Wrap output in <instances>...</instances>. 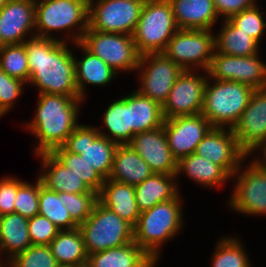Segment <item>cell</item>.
Instances as JSON below:
<instances>
[{
	"label": "cell",
	"mask_w": 266,
	"mask_h": 267,
	"mask_svg": "<svg viewBox=\"0 0 266 267\" xmlns=\"http://www.w3.org/2000/svg\"><path fill=\"white\" fill-rule=\"evenodd\" d=\"M75 48L79 47L82 51V59H77L74 55L75 63V80L76 86L79 91L80 97L86 99V84L106 86L110 84L115 76L119 75L111 67H109L102 59L98 56L93 55L88 51L80 42L74 43Z\"/></svg>",
	"instance_id": "24"
},
{
	"label": "cell",
	"mask_w": 266,
	"mask_h": 267,
	"mask_svg": "<svg viewBox=\"0 0 266 267\" xmlns=\"http://www.w3.org/2000/svg\"><path fill=\"white\" fill-rule=\"evenodd\" d=\"M134 188L140 212L151 209L157 203L174 199L180 193L176 174L153 173Z\"/></svg>",
	"instance_id": "27"
},
{
	"label": "cell",
	"mask_w": 266,
	"mask_h": 267,
	"mask_svg": "<svg viewBox=\"0 0 266 267\" xmlns=\"http://www.w3.org/2000/svg\"><path fill=\"white\" fill-rule=\"evenodd\" d=\"M259 53L253 56L225 55L215 50L207 70L208 77L219 81L246 84L254 90L266 87V63Z\"/></svg>",
	"instance_id": "14"
},
{
	"label": "cell",
	"mask_w": 266,
	"mask_h": 267,
	"mask_svg": "<svg viewBox=\"0 0 266 267\" xmlns=\"http://www.w3.org/2000/svg\"><path fill=\"white\" fill-rule=\"evenodd\" d=\"M98 201L97 193H64L65 207L71 218L80 225L90 215L95 203Z\"/></svg>",
	"instance_id": "41"
},
{
	"label": "cell",
	"mask_w": 266,
	"mask_h": 267,
	"mask_svg": "<svg viewBox=\"0 0 266 267\" xmlns=\"http://www.w3.org/2000/svg\"><path fill=\"white\" fill-rule=\"evenodd\" d=\"M15 213L31 219L39 214V178L35 183L24 182L17 190Z\"/></svg>",
	"instance_id": "40"
},
{
	"label": "cell",
	"mask_w": 266,
	"mask_h": 267,
	"mask_svg": "<svg viewBox=\"0 0 266 267\" xmlns=\"http://www.w3.org/2000/svg\"><path fill=\"white\" fill-rule=\"evenodd\" d=\"M198 72L184 70L178 76L162 105L164 119L201 114L208 73L203 70L204 75H200Z\"/></svg>",
	"instance_id": "15"
},
{
	"label": "cell",
	"mask_w": 266,
	"mask_h": 267,
	"mask_svg": "<svg viewBox=\"0 0 266 267\" xmlns=\"http://www.w3.org/2000/svg\"><path fill=\"white\" fill-rule=\"evenodd\" d=\"M57 267L49 245H31L25 251L14 255L4 267Z\"/></svg>",
	"instance_id": "38"
},
{
	"label": "cell",
	"mask_w": 266,
	"mask_h": 267,
	"mask_svg": "<svg viewBox=\"0 0 266 267\" xmlns=\"http://www.w3.org/2000/svg\"><path fill=\"white\" fill-rule=\"evenodd\" d=\"M215 50L212 30L178 29L163 53L183 70L207 71Z\"/></svg>",
	"instance_id": "8"
},
{
	"label": "cell",
	"mask_w": 266,
	"mask_h": 267,
	"mask_svg": "<svg viewBox=\"0 0 266 267\" xmlns=\"http://www.w3.org/2000/svg\"><path fill=\"white\" fill-rule=\"evenodd\" d=\"M24 86L26 83L10 77L0 68V109L4 114L14 108L16 100L24 91Z\"/></svg>",
	"instance_id": "42"
},
{
	"label": "cell",
	"mask_w": 266,
	"mask_h": 267,
	"mask_svg": "<svg viewBox=\"0 0 266 267\" xmlns=\"http://www.w3.org/2000/svg\"><path fill=\"white\" fill-rule=\"evenodd\" d=\"M5 114L2 112V110L0 109V118L3 117Z\"/></svg>",
	"instance_id": "49"
},
{
	"label": "cell",
	"mask_w": 266,
	"mask_h": 267,
	"mask_svg": "<svg viewBox=\"0 0 266 267\" xmlns=\"http://www.w3.org/2000/svg\"><path fill=\"white\" fill-rule=\"evenodd\" d=\"M24 182L10 175L0 178V216L15 212L17 190Z\"/></svg>",
	"instance_id": "44"
},
{
	"label": "cell",
	"mask_w": 266,
	"mask_h": 267,
	"mask_svg": "<svg viewBox=\"0 0 266 267\" xmlns=\"http://www.w3.org/2000/svg\"><path fill=\"white\" fill-rule=\"evenodd\" d=\"M128 145L157 174H176L177 160L172 156L164 127L135 134Z\"/></svg>",
	"instance_id": "20"
},
{
	"label": "cell",
	"mask_w": 266,
	"mask_h": 267,
	"mask_svg": "<svg viewBox=\"0 0 266 267\" xmlns=\"http://www.w3.org/2000/svg\"><path fill=\"white\" fill-rule=\"evenodd\" d=\"M218 17L224 20L257 4V0H213Z\"/></svg>",
	"instance_id": "45"
},
{
	"label": "cell",
	"mask_w": 266,
	"mask_h": 267,
	"mask_svg": "<svg viewBox=\"0 0 266 267\" xmlns=\"http://www.w3.org/2000/svg\"><path fill=\"white\" fill-rule=\"evenodd\" d=\"M163 127L172 156L178 161L193 154L213 126L202 114H197L164 119Z\"/></svg>",
	"instance_id": "17"
},
{
	"label": "cell",
	"mask_w": 266,
	"mask_h": 267,
	"mask_svg": "<svg viewBox=\"0 0 266 267\" xmlns=\"http://www.w3.org/2000/svg\"><path fill=\"white\" fill-rule=\"evenodd\" d=\"M93 267H156L157 263L134 241L88 255Z\"/></svg>",
	"instance_id": "30"
},
{
	"label": "cell",
	"mask_w": 266,
	"mask_h": 267,
	"mask_svg": "<svg viewBox=\"0 0 266 267\" xmlns=\"http://www.w3.org/2000/svg\"><path fill=\"white\" fill-rule=\"evenodd\" d=\"M50 153L92 191L97 194L100 192L105 179L80 154L68 152L62 146L54 148Z\"/></svg>",
	"instance_id": "35"
},
{
	"label": "cell",
	"mask_w": 266,
	"mask_h": 267,
	"mask_svg": "<svg viewBox=\"0 0 266 267\" xmlns=\"http://www.w3.org/2000/svg\"><path fill=\"white\" fill-rule=\"evenodd\" d=\"M29 219L18 213L0 216V261L5 264L14 255L25 251L32 245L28 233Z\"/></svg>",
	"instance_id": "29"
},
{
	"label": "cell",
	"mask_w": 266,
	"mask_h": 267,
	"mask_svg": "<svg viewBox=\"0 0 266 267\" xmlns=\"http://www.w3.org/2000/svg\"><path fill=\"white\" fill-rule=\"evenodd\" d=\"M145 0H89L88 29L132 35Z\"/></svg>",
	"instance_id": "11"
},
{
	"label": "cell",
	"mask_w": 266,
	"mask_h": 267,
	"mask_svg": "<svg viewBox=\"0 0 266 267\" xmlns=\"http://www.w3.org/2000/svg\"><path fill=\"white\" fill-rule=\"evenodd\" d=\"M258 4L231 16L228 20L244 33L250 35L259 45L265 33L266 22L264 13L259 10ZM264 15V16H263Z\"/></svg>",
	"instance_id": "39"
},
{
	"label": "cell",
	"mask_w": 266,
	"mask_h": 267,
	"mask_svg": "<svg viewBox=\"0 0 266 267\" xmlns=\"http://www.w3.org/2000/svg\"><path fill=\"white\" fill-rule=\"evenodd\" d=\"M30 78L27 85L38 94H61L81 98L75 80V63L68 42L34 36L24 42Z\"/></svg>",
	"instance_id": "1"
},
{
	"label": "cell",
	"mask_w": 266,
	"mask_h": 267,
	"mask_svg": "<svg viewBox=\"0 0 266 267\" xmlns=\"http://www.w3.org/2000/svg\"><path fill=\"white\" fill-rule=\"evenodd\" d=\"M247 158L232 176L235 185L228 206L235 212L249 216L266 215V170L253 159L246 164Z\"/></svg>",
	"instance_id": "9"
},
{
	"label": "cell",
	"mask_w": 266,
	"mask_h": 267,
	"mask_svg": "<svg viewBox=\"0 0 266 267\" xmlns=\"http://www.w3.org/2000/svg\"><path fill=\"white\" fill-rule=\"evenodd\" d=\"M253 92L254 89L246 84L208 77L201 114L213 127L233 128L248 106Z\"/></svg>",
	"instance_id": "5"
},
{
	"label": "cell",
	"mask_w": 266,
	"mask_h": 267,
	"mask_svg": "<svg viewBox=\"0 0 266 267\" xmlns=\"http://www.w3.org/2000/svg\"><path fill=\"white\" fill-rule=\"evenodd\" d=\"M57 267H71V266L58 265Z\"/></svg>",
	"instance_id": "50"
},
{
	"label": "cell",
	"mask_w": 266,
	"mask_h": 267,
	"mask_svg": "<svg viewBox=\"0 0 266 267\" xmlns=\"http://www.w3.org/2000/svg\"><path fill=\"white\" fill-rule=\"evenodd\" d=\"M184 70L170 60L163 52L148 53L140 56L137 73V91L161 106L167 100L176 79Z\"/></svg>",
	"instance_id": "13"
},
{
	"label": "cell",
	"mask_w": 266,
	"mask_h": 267,
	"mask_svg": "<svg viewBox=\"0 0 266 267\" xmlns=\"http://www.w3.org/2000/svg\"><path fill=\"white\" fill-rule=\"evenodd\" d=\"M215 45L217 52L232 56H253L260 51V45L228 19L221 20V26L215 36Z\"/></svg>",
	"instance_id": "31"
},
{
	"label": "cell",
	"mask_w": 266,
	"mask_h": 267,
	"mask_svg": "<svg viewBox=\"0 0 266 267\" xmlns=\"http://www.w3.org/2000/svg\"><path fill=\"white\" fill-rule=\"evenodd\" d=\"M39 214L48 218L60 231L73 230L79 226L65 207L64 193L47 189L40 179Z\"/></svg>",
	"instance_id": "34"
},
{
	"label": "cell",
	"mask_w": 266,
	"mask_h": 267,
	"mask_svg": "<svg viewBox=\"0 0 266 267\" xmlns=\"http://www.w3.org/2000/svg\"><path fill=\"white\" fill-rule=\"evenodd\" d=\"M152 174L149 165L128 144L117 146L108 179L136 186Z\"/></svg>",
	"instance_id": "28"
},
{
	"label": "cell",
	"mask_w": 266,
	"mask_h": 267,
	"mask_svg": "<svg viewBox=\"0 0 266 267\" xmlns=\"http://www.w3.org/2000/svg\"><path fill=\"white\" fill-rule=\"evenodd\" d=\"M98 201L133 227L136 225L141 212L133 185L106 179L98 193Z\"/></svg>",
	"instance_id": "23"
},
{
	"label": "cell",
	"mask_w": 266,
	"mask_h": 267,
	"mask_svg": "<svg viewBox=\"0 0 266 267\" xmlns=\"http://www.w3.org/2000/svg\"><path fill=\"white\" fill-rule=\"evenodd\" d=\"M88 15L89 0H35V36L78 43L88 29ZM64 31L66 37L55 36Z\"/></svg>",
	"instance_id": "4"
},
{
	"label": "cell",
	"mask_w": 266,
	"mask_h": 267,
	"mask_svg": "<svg viewBox=\"0 0 266 267\" xmlns=\"http://www.w3.org/2000/svg\"><path fill=\"white\" fill-rule=\"evenodd\" d=\"M117 146V143L99 135L95 126L82 123L73 130L62 145L66 151L80 154L105 180L111 173Z\"/></svg>",
	"instance_id": "12"
},
{
	"label": "cell",
	"mask_w": 266,
	"mask_h": 267,
	"mask_svg": "<svg viewBox=\"0 0 266 267\" xmlns=\"http://www.w3.org/2000/svg\"><path fill=\"white\" fill-rule=\"evenodd\" d=\"M180 193L142 211L133 227V241L158 264L161 247L183 229L184 212Z\"/></svg>",
	"instance_id": "3"
},
{
	"label": "cell",
	"mask_w": 266,
	"mask_h": 267,
	"mask_svg": "<svg viewBox=\"0 0 266 267\" xmlns=\"http://www.w3.org/2000/svg\"><path fill=\"white\" fill-rule=\"evenodd\" d=\"M0 68L12 78L26 84L29 82L30 71L24 43L1 46Z\"/></svg>",
	"instance_id": "37"
},
{
	"label": "cell",
	"mask_w": 266,
	"mask_h": 267,
	"mask_svg": "<svg viewBox=\"0 0 266 267\" xmlns=\"http://www.w3.org/2000/svg\"><path fill=\"white\" fill-rule=\"evenodd\" d=\"M232 131L248 157L266 141V87L254 90Z\"/></svg>",
	"instance_id": "16"
},
{
	"label": "cell",
	"mask_w": 266,
	"mask_h": 267,
	"mask_svg": "<svg viewBox=\"0 0 266 267\" xmlns=\"http://www.w3.org/2000/svg\"><path fill=\"white\" fill-rule=\"evenodd\" d=\"M185 173L190 181L205 188L221 187L232 176L222 167L195 153L184 156L177 161L176 177Z\"/></svg>",
	"instance_id": "26"
},
{
	"label": "cell",
	"mask_w": 266,
	"mask_h": 267,
	"mask_svg": "<svg viewBox=\"0 0 266 267\" xmlns=\"http://www.w3.org/2000/svg\"><path fill=\"white\" fill-rule=\"evenodd\" d=\"M178 27L168 0H145L132 34L140 55L163 52Z\"/></svg>",
	"instance_id": "6"
},
{
	"label": "cell",
	"mask_w": 266,
	"mask_h": 267,
	"mask_svg": "<svg viewBox=\"0 0 266 267\" xmlns=\"http://www.w3.org/2000/svg\"><path fill=\"white\" fill-rule=\"evenodd\" d=\"M78 228L88 255L133 241V226L99 201L95 203L91 215Z\"/></svg>",
	"instance_id": "7"
},
{
	"label": "cell",
	"mask_w": 266,
	"mask_h": 267,
	"mask_svg": "<svg viewBox=\"0 0 266 267\" xmlns=\"http://www.w3.org/2000/svg\"><path fill=\"white\" fill-rule=\"evenodd\" d=\"M41 158L38 178L47 189L60 193H96L61 164L50 152L36 154Z\"/></svg>",
	"instance_id": "22"
},
{
	"label": "cell",
	"mask_w": 266,
	"mask_h": 267,
	"mask_svg": "<svg viewBox=\"0 0 266 267\" xmlns=\"http://www.w3.org/2000/svg\"><path fill=\"white\" fill-rule=\"evenodd\" d=\"M80 43L118 74L135 71L138 68L141 55L137 51L132 35L87 29Z\"/></svg>",
	"instance_id": "10"
},
{
	"label": "cell",
	"mask_w": 266,
	"mask_h": 267,
	"mask_svg": "<svg viewBox=\"0 0 266 267\" xmlns=\"http://www.w3.org/2000/svg\"><path fill=\"white\" fill-rule=\"evenodd\" d=\"M0 267H4V264L0 261Z\"/></svg>",
	"instance_id": "51"
},
{
	"label": "cell",
	"mask_w": 266,
	"mask_h": 267,
	"mask_svg": "<svg viewBox=\"0 0 266 267\" xmlns=\"http://www.w3.org/2000/svg\"><path fill=\"white\" fill-rule=\"evenodd\" d=\"M103 127H98L99 135L105 136L118 145L129 143V109H127V95L113 101L102 115Z\"/></svg>",
	"instance_id": "33"
},
{
	"label": "cell",
	"mask_w": 266,
	"mask_h": 267,
	"mask_svg": "<svg viewBox=\"0 0 266 267\" xmlns=\"http://www.w3.org/2000/svg\"><path fill=\"white\" fill-rule=\"evenodd\" d=\"M49 246L58 265L73 266L88 260L79 228L59 231Z\"/></svg>",
	"instance_id": "32"
},
{
	"label": "cell",
	"mask_w": 266,
	"mask_h": 267,
	"mask_svg": "<svg viewBox=\"0 0 266 267\" xmlns=\"http://www.w3.org/2000/svg\"><path fill=\"white\" fill-rule=\"evenodd\" d=\"M71 267H93L92 264L89 262V260L85 261V262H82V263H78V264H75Z\"/></svg>",
	"instance_id": "47"
},
{
	"label": "cell",
	"mask_w": 266,
	"mask_h": 267,
	"mask_svg": "<svg viewBox=\"0 0 266 267\" xmlns=\"http://www.w3.org/2000/svg\"><path fill=\"white\" fill-rule=\"evenodd\" d=\"M8 0H0V9L7 3Z\"/></svg>",
	"instance_id": "48"
},
{
	"label": "cell",
	"mask_w": 266,
	"mask_h": 267,
	"mask_svg": "<svg viewBox=\"0 0 266 267\" xmlns=\"http://www.w3.org/2000/svg\"><path fill=\"white\" fill-rule=\"evenodd\" d=\"M34 36L35 0H8L0 9L1 46L21 44Z\"/></svg>",
	"instance_id": "19"
},
{
	"label": "cell",
	"mask_w": 266,
	"mask_h": 267,
	"mask_svg": "<svg viewBox=\"0 0 266 267\" xmlns=\"http://www.w3.org/2000/svg\"><path fill=\"white\" fill-rule=\"evenodd\" d=\"M257 150H259L258 152H260L262 155H260L259 158L254 156L253 160L266 170V141Z\"/></svg>",
	"instance_id": "46"
},
{
	"label": "cell",
	"mask_w": 266,
	"mask_h": 267,
	"mask_svg": "<svg viewBox=\"0 0 266 267\" xmlns=\"http://www.w3.org/2000/svg\"><path fill=\"white\" fill-rule=\"evenodd\" d=\"M35 114L30 122H25L37 139L34 153L51 152L62 146L73 130L79 125L78 117L82 98H72L61 94H38Z\"/></svg>",
	"instance_id": "2"
},
{
	"label": "cell",
	"mask_w": 266,
	"mask_h": 267,
	"mask_svg": "<svg viewBox=\"0 0 266 267\" xmlns=\"http://www.w3.org/2000/svg\"><path fill=\"white\" fill-rule=\"evenodd\" d=\"M60 230L45 216L35 215L28 221L32 245H49Z\"/></svg>",
	"instance_id": "43"
},
{
	"label": "cell",
	"mask_w": 266,
	"mask_h": 267,
	"mask_svg": "<svg viewBox=\"0 0 266 267\" xmlns=\"http://www.w3.org/2000/svg\"><path fill=\"white\" fill-rule=\"evenodd\" d=\"M168 1L178 29L213 30L220 19L213 0Z\"/></svg>",
	"instance_id": "21"
},
{
	"label": "cell",
	"mask_w": 266,
	"mask_h": 267,
	"mask_svg": "<svg viewBox=\"0 0 266 267\" xmlns=\"http://www.w3.org/2000/svg\"><path fill=\"white\" fill-rule=\"evenodd\" d=\"M239 237H222L216 243L211 267H252L248 253Z\"/></svg>",
	"instance_id": "36"
},
{
	"label": "cell",
	"mask_w": 266,
	"mask_h": 267,
	"mask_svg": "<svg viewBox=\"0 0 266 267\" xmlns=\"http://www.w3.org/2000/svg\"><path fill=\"white\" fill-rule=\"evenodd\" d=\"M194 153L222 166L231 176L247 157L240 149L232 128L226 127H212Z\"/></svg>",
	"instance_id": "18"
},
{
	"label": "cell",
	"mask_w": 266,
	"mask_h": 267,
	"mask_svg": "<svg viewBox=\"0 0 266 267\" xmlns=\"http://www.w3.org/2000/svg\"><path fill=\"white\" fill-rule=\"evenodd\" d=\"M129 109V142L135 134L163 126L162 106L137 90L127 95Z\"/></svg>",
	"instance_id": "25"
}]
</instances>
